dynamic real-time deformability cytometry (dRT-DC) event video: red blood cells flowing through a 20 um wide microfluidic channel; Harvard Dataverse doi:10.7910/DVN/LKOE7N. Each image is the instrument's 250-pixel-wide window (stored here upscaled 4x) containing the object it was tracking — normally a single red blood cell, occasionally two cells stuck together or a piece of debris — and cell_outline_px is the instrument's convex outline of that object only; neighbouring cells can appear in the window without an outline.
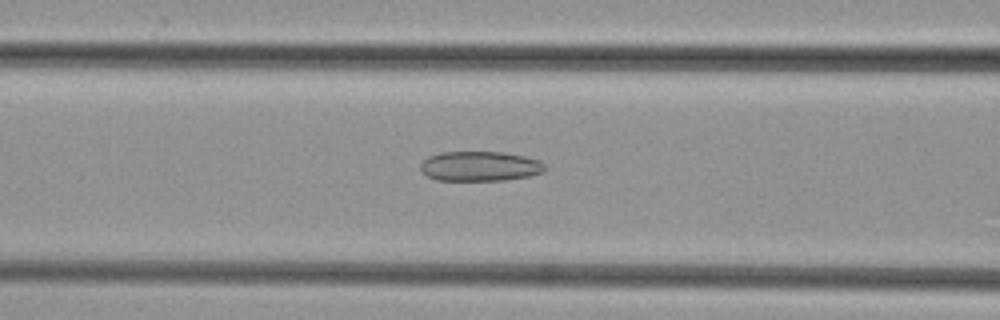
{"species": "common noctule bat (a hibernating species)", "species_latin": "Nyctalus noctula", "temperature_condition": "cold", "stored_images_in_passage": 50, "camera_frame_rate_fps": 3000, "um_per_image_px": 0.085, "animal": {"sex": "female", "body_mass_g": 29.2, "forearm_length_mm": 56.3}, "frame": {"image": 1, "passage_image": 20, "time_ms": 6.333, "image_size_px": [1000, 320], "cell_outline_px": [[544, 172], [528, 176], [504, 180], [436, 180], [420, 172], [420, 164], [428, 156], [440, 152], [504, 152], [524, 156], [540, 160], [544, 164]], "centroid_in_image_um": [40.77, 14.12], "position_along_channel_um": 125.8, "area_um2": 21.68}}
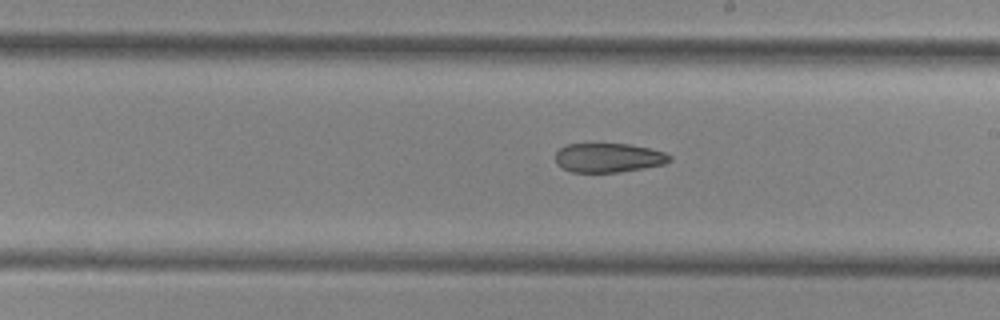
{"frame": {"image": 2, "passage_image": 28, "time_ms": 9.0, "image_size_px": [1000, 320], "cell_outline_px": [[672, 160], [664, 164], [644, 168], [620, 172], [572, 172], [556, 164], [556, 152], [564, 144], [628, 144], [648, 148], [664, 152], [672, 156]], "centroid_in_image_um": [51.72, 13.41], "position_along_channel_um": 237.3, "area_um2": 19.42}}
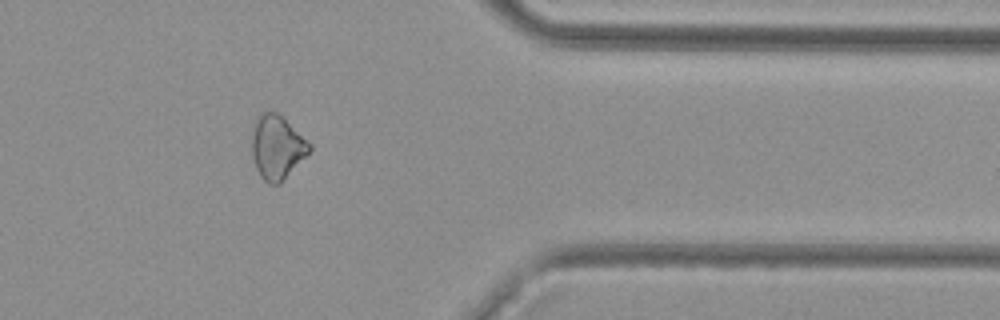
{"frame": {"image": 3, "passage_image": 40, "time_ms": 13.0, "image_size_px": [1000, 320], "cell_outline_px": [[312, 148], [280, 184], [268, 184], [260, 176], [256, 168], [252, 156], [252, 136], [256, 116], [260, 112], [276, 112], [312, 144]], "centroid_in_image_um": [23.52, 12.52], "position_along_channel_um": 387.9, "area_um2": 21.21}}